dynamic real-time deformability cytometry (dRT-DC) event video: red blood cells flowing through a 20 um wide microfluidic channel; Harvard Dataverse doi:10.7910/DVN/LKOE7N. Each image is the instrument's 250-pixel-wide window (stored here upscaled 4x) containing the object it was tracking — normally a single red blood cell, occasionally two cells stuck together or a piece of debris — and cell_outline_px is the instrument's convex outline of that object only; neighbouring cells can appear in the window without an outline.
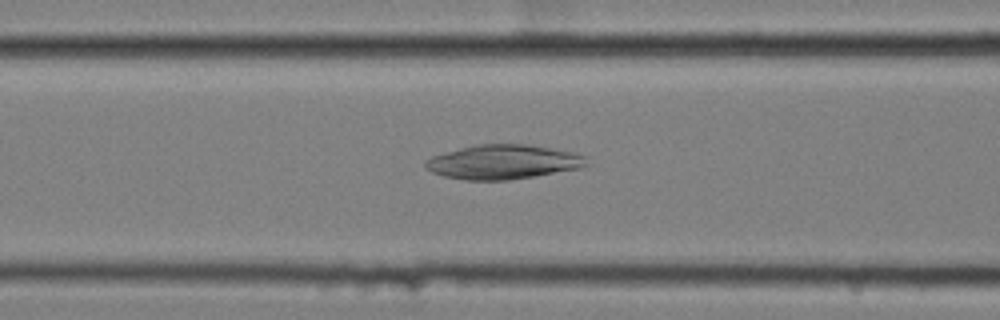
{"species": "common noctule bat (a hibernating species)", "species_latin": "Nyctalus noctula", "temperature_condition": "cold", "stored_images_in_passage": 46, "camera_frame_rate_fps": 3000, "um_per_image_px": 0.085, "animal": {"sex": "female", "body_mass_g": 25.1}, "frame": {"image": 1, "passage_image": 17, "time_ms": 5.333, "image_size_px": [1000, 320], "cell_outline_px": [[588, 164], [580, 168], [508, 180], [464, 180], [444, 176], [432, 172], [424, 164], [432, 156], [460, 148], [476, 144], [532, 144], [576, 152], [584, 156]], "centroid_in_image_um": [42.8, 13.75], "position_along_channel_um": 123.8, "area_um2": 32.14}}
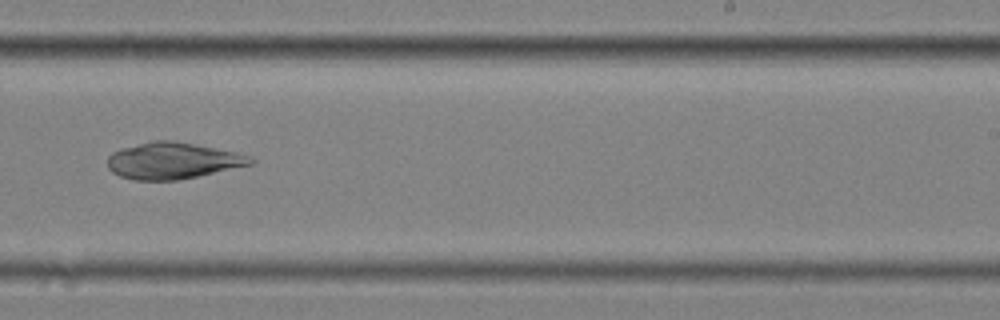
{"frame": {"image": 2, "passage_image": 30, "time_ms": 9.667, "image_size_px": [1000, 320], "cell_outline_px": [[256, 160], [252, 164], [196, 176], [176, 180], [136, 180], [120, 176], [112, 172], [108, 168], [108, 156], [112, 152], [120, 148], [152, 140], [172, 140], [196, 144], [236, 152], [252, 156]], "centroid_in_image_um": [14.67, 13.64], "position_along_channel_um": 274.3, "area_um2": 30.35}}
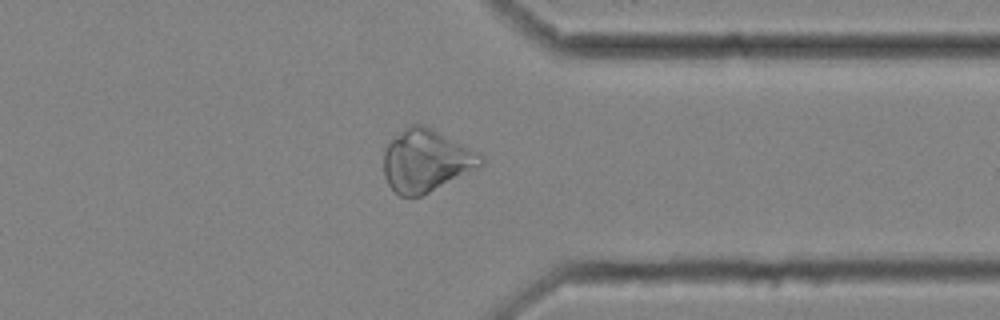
{"frame": {"image": 3, "passage_image": 39, "time_ms": 12.667, "image_size_px": [1000, 320], "cell_outline_px": [[484, 164], [420, 196], [400, 196], [388, 184], [384, 176], [384, 152], [388, 144], [404, 128], [412, 124], [424, 124], [480, 152], [484, 156]], "centroid_in_image_um": [36.23, 13.63], "position_along_channel_um": 375.2, "area_um2": 34.91}}